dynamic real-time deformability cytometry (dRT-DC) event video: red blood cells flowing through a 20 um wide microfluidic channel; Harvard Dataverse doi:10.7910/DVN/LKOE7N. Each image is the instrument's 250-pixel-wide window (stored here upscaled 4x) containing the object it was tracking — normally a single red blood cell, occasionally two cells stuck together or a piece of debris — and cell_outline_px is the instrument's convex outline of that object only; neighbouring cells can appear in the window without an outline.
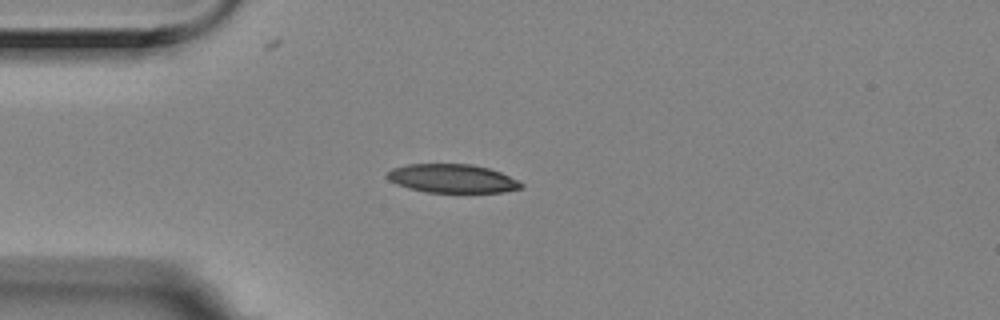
{"species": "Egyptian fruit bat (a non-hibernating species)", "species_latin": "Rousettus aegyptiacus", "temperature_condition": "room temperature", "stored_images_in_passage": 3, "camera_frame_rate_fps": 3000, "um_per_image_px": 0.085, "animal": {"sex": "female"}, "frame": {"image": 1, "passage_image": 2, "time_ms": 0.333, "image_size_px": [1000, 320], "cell_outline_px": [[524, 184], [520, 188], [504, 192], [424, 192], [408, 188], [396, 184], [388, 180], [384, 176], [392, 168], [408, 164], [472, 164], [488, 168], [500, 172]], "centroid_in_image_um": [38.38, 15.17], "position_along_channel_um": 46.6, "area_um2": 22.31}}